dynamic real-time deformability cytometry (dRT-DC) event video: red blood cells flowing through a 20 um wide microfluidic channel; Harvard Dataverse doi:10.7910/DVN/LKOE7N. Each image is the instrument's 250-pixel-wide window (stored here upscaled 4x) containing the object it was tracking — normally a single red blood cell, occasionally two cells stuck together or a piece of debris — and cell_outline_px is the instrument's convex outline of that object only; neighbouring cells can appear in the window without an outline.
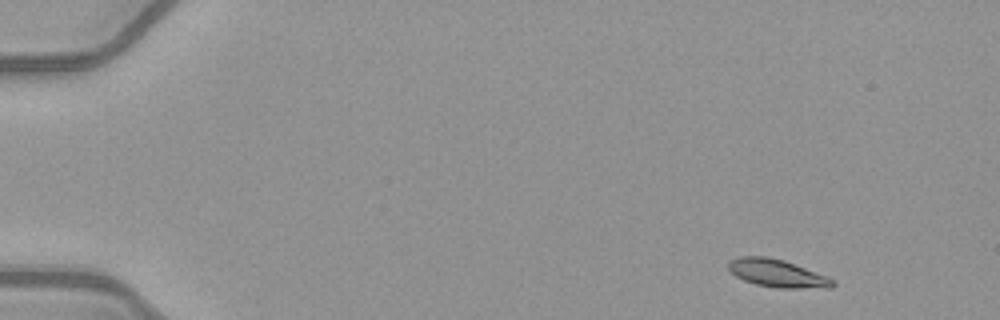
{"species": "common noctule bat (a hibernating species)", "species_latin": "Nyctalus noctula", "temperature_condition": "warm", "stored_images_in_passage": 15, "camera_frame_rate_fps": 3000, "um_per_image_px": 0.085, "animal": {"sex": "female", "body_mass_g": 21.9}, "frame": {"image": 1, "passage_image": 3, "time_ms": 0.667, "image_size_px": [1000, 320], "cell_outline_px": [[836, 284], [832, 288], [776, 288], [756, 284], [744, 280], [736, 276], [728, 268], [728, 260], [740, 256], [768, 256], [784, 260], [828, 276], [836, 280]], "centroid_in_image_um": [66.1, 23.23], "position_along_channel_um": 18.9, "area_um2": 17.11}}
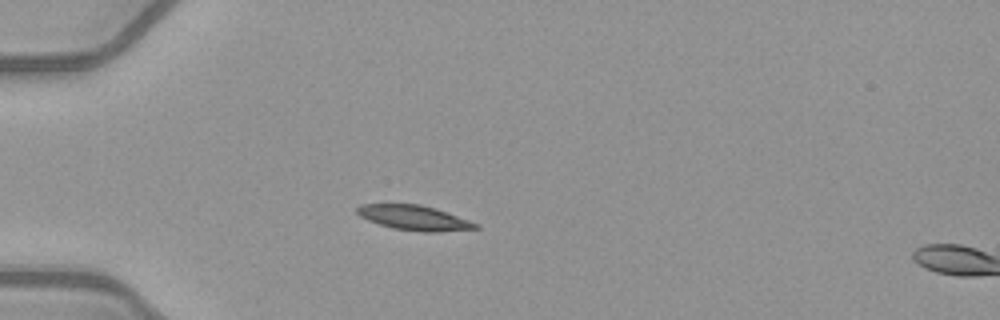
{"frame": {"image": 2, "passage_image": 13, "time_ms": 4.0, "image_size_px": [1000, 320], "cell_outline_px": [[480, 228], [436, 232], [424, 232], [392, 228], [368, 220], [360, 216], [356, 212], [356, 208], [360, 204], [420, 204], [436, 208], [480, 224]], "centroid_in_image_um": [35.22, 18.51], "position_along_channel_um": 49.8, "area_um2": 17.17}}